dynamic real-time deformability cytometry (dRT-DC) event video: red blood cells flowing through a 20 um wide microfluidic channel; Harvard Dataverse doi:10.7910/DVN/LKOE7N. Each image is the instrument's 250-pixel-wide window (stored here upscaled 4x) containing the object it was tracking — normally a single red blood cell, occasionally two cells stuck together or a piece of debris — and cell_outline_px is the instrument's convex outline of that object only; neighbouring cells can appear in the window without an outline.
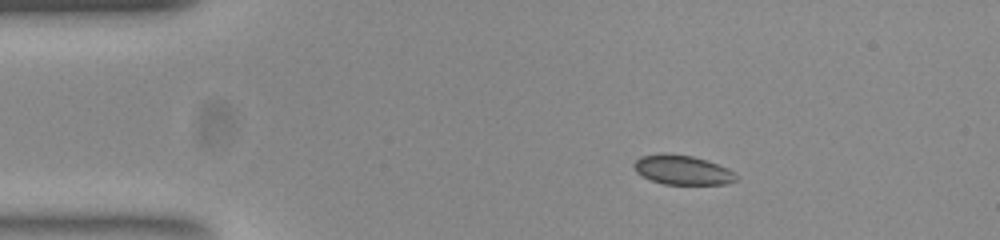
{"species": "common noctule bat (a hibernating species)", "species_latin": "Nyctalus noctula", "temperature_condition": "room temperature", "stored_images_in_passage": 45, "camera_frame_rate_fps": 3000, "um_per_image_px": 0.085, "animal": {"sex": "female", "body_mass_g": 23.0, "forearm_length_mm": 53.4}, "frame": {"image": 1, "passage_image": 1, "time_ms": 0.0, "image_size_px": [1000, 240], "cell_outline_px": [[736, 180], [724, 184], [664, 184], [652, 180], [636, 172], [632, 164], [640, 156], [660, 152], [664, 152], [692, 156], [728, 168], [736, 176]], "centroid_in_image_um": [57.94, 14.43], "position_along_channel_um": 27.1, "area_um2": 17.4}}
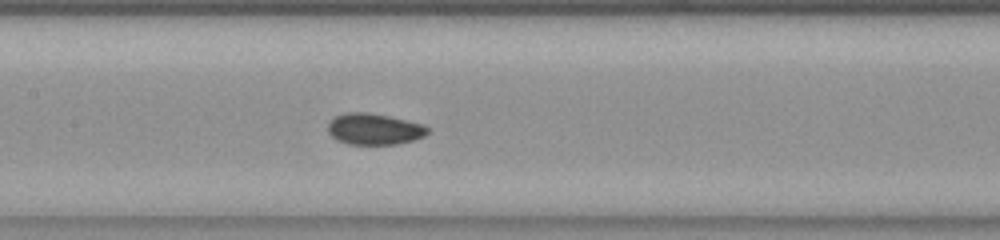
{"frame": {"image": 2, "passage_image": 17, "time_ms": 5.333, "image_size_px": [1000, 240], "cell_outline_px": [[428, 132], [424, 136], [412, 140], [396, 144], [348, 144], [336, 140], [328, 132], [328, 120], [344, 112], [368, 112], [388, 116], [424, 124], [428, 128]], "centroid_in_image_um": [31.77, 10.96], "position_along_channel_um": 175.6, "area_um2": 18.21}}
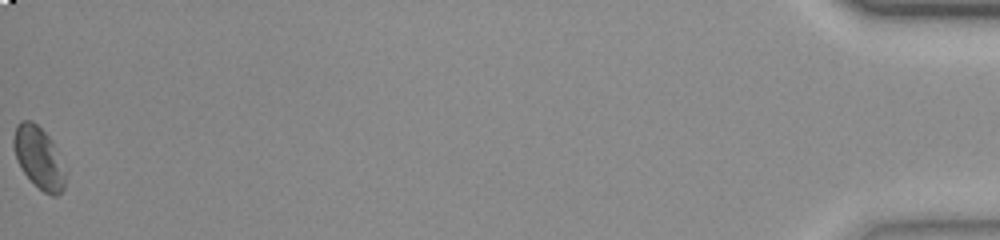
{"frame": {"image": 3, "passage_image": 45, "time_ms": 14.667, "image_size_px": [1000, 240], "cell_outline_px": [[64, 188], [56, 196], [52, 196], [44, 192], [20, 168], [16, 160], [12, 144], [12, 140], [16, 124], [20, 120], [32, 120], [48, 136], [52, 144], [64, 176]], "centroid_in_image_um": [3.2, 13.36], "position_along_channel_um": 432.0, "area_um2": 17.86}, "authors_computed_cell_mechanics": {"area_um2": 18.1492, "velocity_mm_per_s": 3.8787, "shape_relaxation_time_tau1_ms": null, "shape_relaxation_time_tau2_ms": 2.3247, "deformation_change_tau1": null, "deformation_change_tau2": 0.0508}}